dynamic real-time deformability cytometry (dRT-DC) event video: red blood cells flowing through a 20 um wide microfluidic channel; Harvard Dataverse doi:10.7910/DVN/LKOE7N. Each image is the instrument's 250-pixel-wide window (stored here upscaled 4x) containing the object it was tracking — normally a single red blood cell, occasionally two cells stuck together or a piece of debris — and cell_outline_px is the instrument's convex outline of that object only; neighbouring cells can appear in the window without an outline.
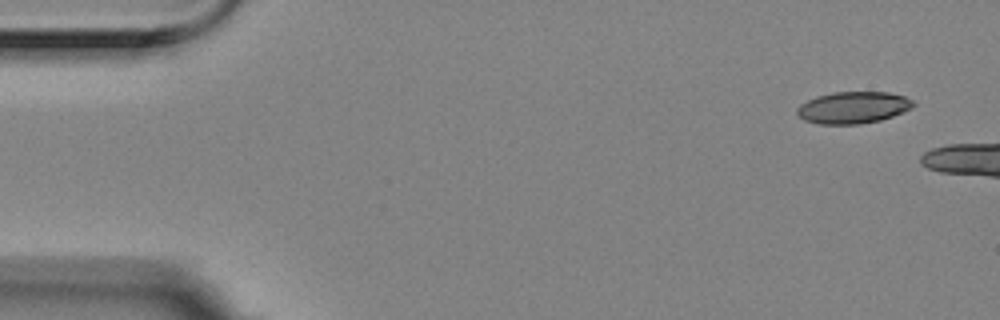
{"species": "Egyptian fruit bat (a non-hibernating species)", "species_latin": "Rousettus aegyptiacus", "temperature_condition": "room temperature", "stored_images_in_passage": 4, "camera_frame_rate_fps": 3000, "um_per_image_px": 0.085, "animal": {"sex": "female"}, "frame": {"image": 1, "passage_image": 1, "time_ms": 0.0, "image_size_px": [1000, 320], "cell_outline_px": [[916, 104], [912, 108], [904, 112], [880, 120], [860, 124], [820, 124], [804, 120], [796, 112], [796, 108], [800, 104], [816, 96], [832, 92], [888, 92], [904, 96], [912, 100]], "centroid_in_image_um": [72.52, 9.14], "position_along_channel_um": 12.5, "area_um2": 21.62}}
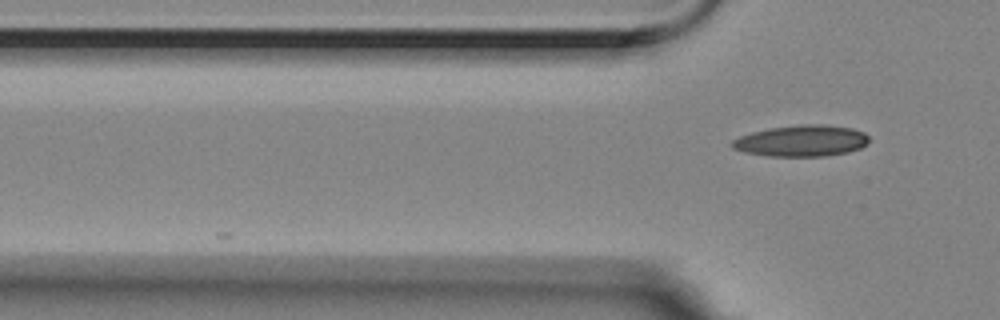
{"frame": {"image": 2, "passage_image": 4, "time_ms": 1.0, "image_size_px": [1000, 320], "cell_outline_px": [[868, 144], [860, 148], [848, 152], [824, 156], [768, 156], [744, 152], [732, 148], [728, 144], [732, 140], [740, 136], [752, 132], [768, 128], [800, 124], [824, 124], [852, 128], [864, 132], [868, 136]], "centroid_in_image_um": [68.11, 11.96], "position_along_channel_um": 57.7, "area_um2": 25.2}}